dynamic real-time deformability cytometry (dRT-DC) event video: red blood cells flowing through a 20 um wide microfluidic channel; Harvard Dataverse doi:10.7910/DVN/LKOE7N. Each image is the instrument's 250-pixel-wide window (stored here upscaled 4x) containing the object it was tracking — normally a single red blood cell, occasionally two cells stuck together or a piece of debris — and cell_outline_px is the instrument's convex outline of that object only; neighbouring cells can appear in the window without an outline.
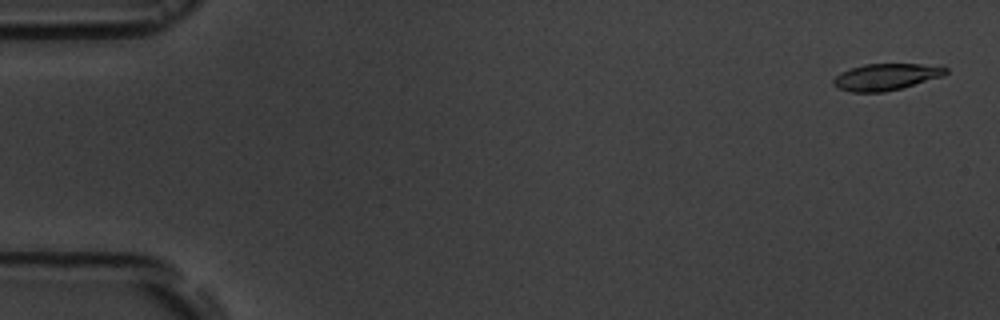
{"species": "common noctule bat (a hibernating species)", "species_latin": "Nyctalus noctula", "temperature_condition": "room temperature", "stored_images_in_passage": 17, "camera_frame_rate_fps": 3000, "um_per_image_px": 0.085, "animal": {"sex": "male", "body_mass_g": 19.5, "forearm_length_mm": 54.6}, "frame": {"image": 1, "passage_image": 1, "time_ms": 0.0, "image_size_px": [1000, 320], "cell_outline_px": [[948, 72], [944, 76], [900, 88], [884, 92], [852, 92], [840, 88], [832, 84], [832, 80], [840, 72], [864, 64], [920, 64], [948, 68]], "centroid_in_image_um": [75.3, 6.53], "position_along_channel_um": 9.7, "area_um2": 17.22}}
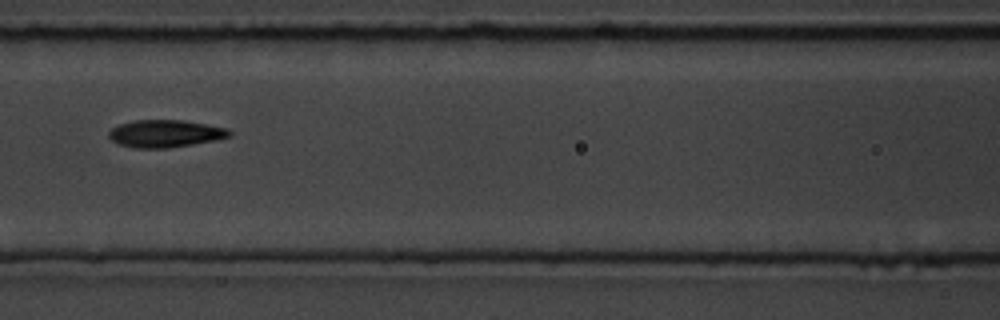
{"frame": {"image": 2, "passage_image": 8, "time_ms": 7.667, "image_size_px": [1000, 320], "cell_outline_px": [[232, 136], [216, 140], [168, 148], [136, 148], [120, 144], [112, 140], [108, 136], [108, 132], [112, 128], [120, 124], [136, 120], [184, 120], [228, 128], [232, 132]], "centroid_in_image_um": [14.08, 11.35], "position_along_channel_um": 152.5, "area_um2": 19.25}}
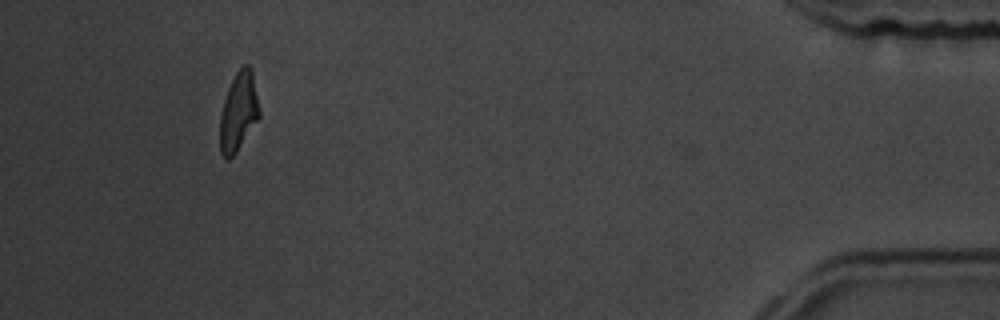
{"frame": {"image": 3, "passage_image": 16, "time_ms": 16.667, "image_size_px": [1000, 320], "cell_outline_px": [[260, 116], [236, 152], [228, 160], [224, 160], [220, 152], [220, 116], [224, 100], [228, 88], [236, 72], [244, 64], [248, 64], [252, 68], [260, 108]], "centroid_in_image_um": [20.28, 9.49], "position_along_channel_um": 414.9, "area_um2": 18.15}, "authors_computed_cell_mechanics": {"area_um2": 18.4382, "velocity_mm_per_s": 3.6632, "shape_relaxation_time_tau1_ms": 5.2597, "shape_relaxation_time_tau2_ms": 4.4604, "deformation_change_tau1": 0.1577, "deformation_change_tau2": 0.1132}}